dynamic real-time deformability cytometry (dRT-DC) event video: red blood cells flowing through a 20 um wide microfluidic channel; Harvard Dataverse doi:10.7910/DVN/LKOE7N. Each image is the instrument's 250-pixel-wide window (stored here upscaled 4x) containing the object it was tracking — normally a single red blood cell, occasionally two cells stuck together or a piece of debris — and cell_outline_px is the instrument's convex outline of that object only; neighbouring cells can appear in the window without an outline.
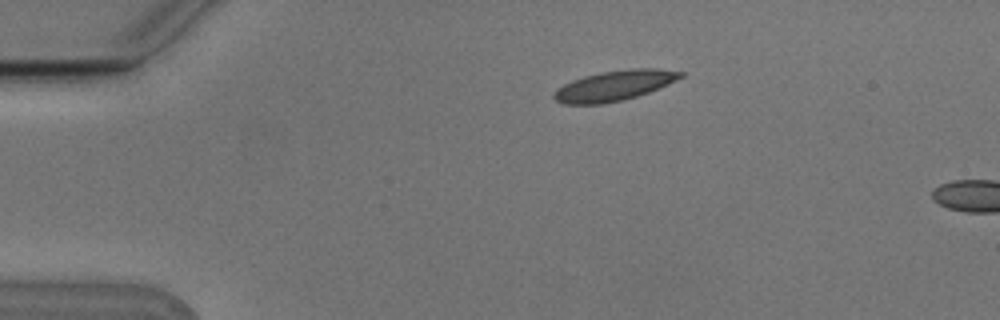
{"species": "Egyptian fruit bat (a non-hibernating species)", "species_latin": "Rousettus aegyptiacus", "temperature_condition": "cold", "stored_images_in_passage": 2, "camera_frame_rate_fps": 3000, "um_per_image_px": 0.085, "animal": {"sex": "male"}, "frame": {"image": 1, "passage_image": 1, "time_ms": 0.0, "image_size_px": [1000, 320], "cell_outline_px": [[684, 76], [668, 84], [648, 92], [624, 100], [604, 104], [564, 104], [556, 100], [552, 96], [564, 84], [572, 80], [584, 76], [600, 72], [628, 68], [656, 68], [684, 72]], "centroid_in_image_um": [52.24, 7.27], "position_along_channel_um": 32.8, "area_um2": 22.2}}